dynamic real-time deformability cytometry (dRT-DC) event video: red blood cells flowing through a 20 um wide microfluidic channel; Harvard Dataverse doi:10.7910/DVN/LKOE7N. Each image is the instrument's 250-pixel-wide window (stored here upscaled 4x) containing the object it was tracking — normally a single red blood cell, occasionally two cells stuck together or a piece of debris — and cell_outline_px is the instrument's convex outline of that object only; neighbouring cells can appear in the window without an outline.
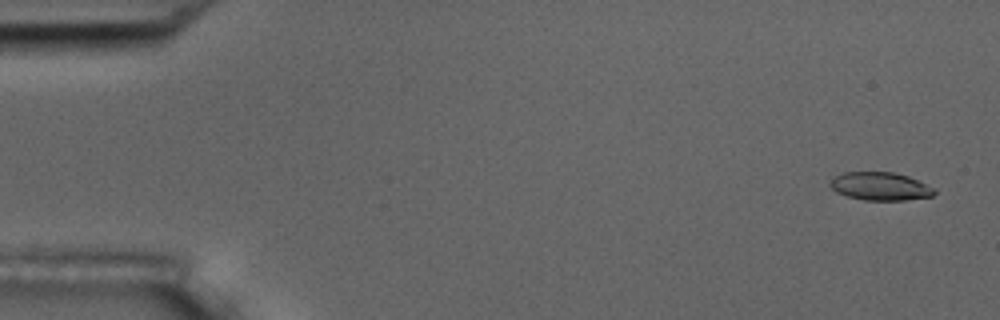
{"species": "common noctule bat (a hibernating species)", "species_latin": "Nyctalus noctula", "temperature_condition": "room temperature", "stored_images_in_passage": 6, "camera_frame_rate_fps": 3000, "um_per_image_px": 0.085, "animal": {"sex": "male", "body_mass_g": 17.5, "forearm_length_mm": 52.3}, "frame": {"image": 1, "passage_image": 1, "time_ms": 0.0, "image_size_px": [1000, 320], "cell_outline_px": [[936, 192], [932, 196], [904, 200], [864, 200], [848, 196], [836, 192], [828, 184], [832, 176], [844, 172], [892, 172], [908, 176], [936, 188]], "centroid_in_image_um": [74.8, 15.83], "position_along_channel_um": 10.2, "area_um2": 17.17}}